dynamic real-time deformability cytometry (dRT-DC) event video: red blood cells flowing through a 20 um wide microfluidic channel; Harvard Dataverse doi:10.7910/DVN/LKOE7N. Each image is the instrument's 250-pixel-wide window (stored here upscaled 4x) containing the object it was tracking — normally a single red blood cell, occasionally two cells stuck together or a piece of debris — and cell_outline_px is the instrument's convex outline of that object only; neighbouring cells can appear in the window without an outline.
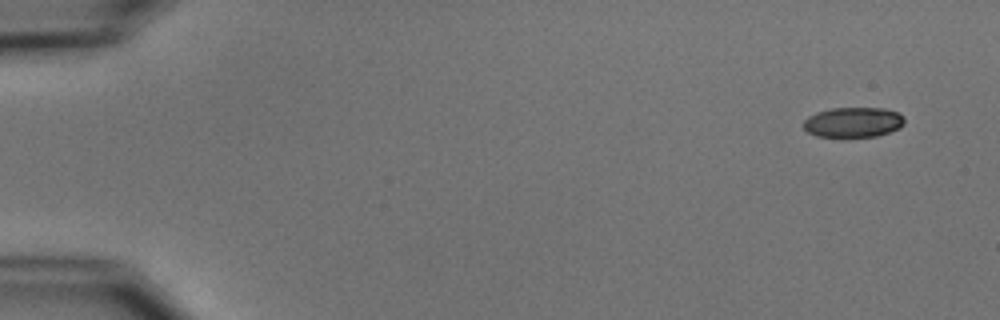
{"species": "common noctule bat (a hibernating species)", "species_latin": "Nyctalus noctula", "temperature_condition": "cold", "stored_images_in_passage": 5, "camera_frame_rate_fps": 3000, "um_per_image_px": 0.085, "animal": {"sex": "male", "body_mass_g": 15.6}, "frame": {"image": 1, "passage_image": 1, "time_ms": 0.0, "image_size_px": [1000, 320], "cell_outline_px": [[904, 124], [900, 128], [876, 136], [816, 136], [808, 132], [804, 128], [804, 120], [808, 116], [816, 112], [832, 108], [884, 108], [896, 112], [904, 116]], "centroid_in_image_um": [72.53, 10.38], "position_along_channel_um": 12.5, "area_um2": 17.57}}
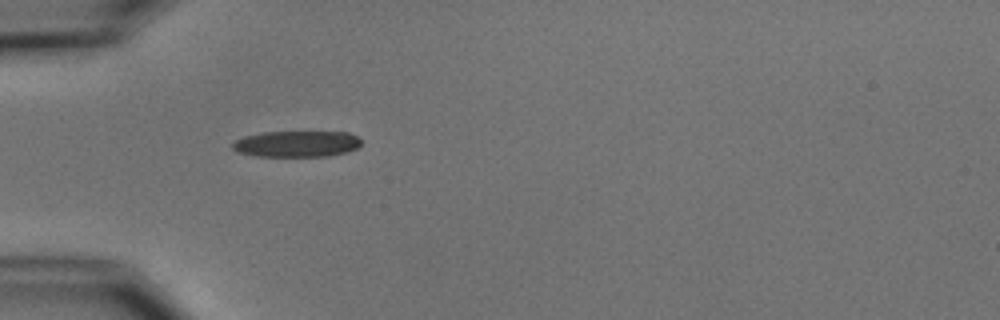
{"frame": {"image": 2, "passage_image": 4, "time_ms": 4.667, "image_size_px": [1000, 320], "cell_outline_px": [[360, 144], [356, 148], [344, 152], [328, 156], [256, 156], [236, 152], [232, 148], [232, 144], [236, 140], [244, 136], [264, 132], [348, 132], [356, 136], [360, 140]], "centroid_in_image_um": [25.17, 12.23], "position_along_channel_um": 59.8, "area_um2": 19.48}}